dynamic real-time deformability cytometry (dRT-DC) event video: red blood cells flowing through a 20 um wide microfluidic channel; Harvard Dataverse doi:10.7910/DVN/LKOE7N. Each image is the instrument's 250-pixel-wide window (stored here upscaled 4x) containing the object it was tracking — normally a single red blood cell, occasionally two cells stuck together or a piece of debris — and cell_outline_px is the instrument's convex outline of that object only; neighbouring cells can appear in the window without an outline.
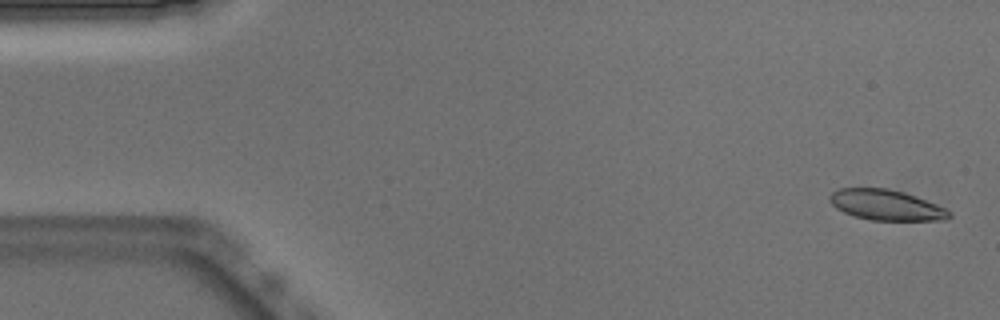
{"species": "Egyptian fruit bat (a non-hibernating species)", "species_latin": "Rousettus aegyptiacus", "temperature_condition": "warm", "stored_images_in_passage": 52, "camera_frame_rate_fps": 3000, "um_per_image_px": 0.085, "animal": {"sex": "male"}, "frame": {"image": 1, "passage_image": 2, "time_ms": 0.333, "image_size_px": [1000, 320], "cell_outline_px": [[952, 216], [948, 220], [872, 220], [852, 216], [836, 208], [828, 200], [828, 196], [832, 192], [840, 188], [888, 188], [904, 192], [916, 196], [936, 204], [952, 212]], "centroid_in_image_um": [75.32, 17.43], "position_along_channel_um": 9.7, "area_um2": 21.39}}
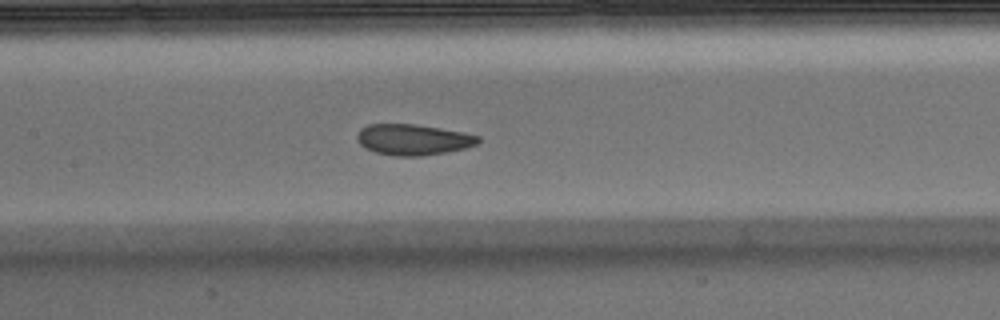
{"frame": {"image": 2, "passage_image": 24, "time_ms": 7.667, "image_size_px": [1000, 320], "cell_outline_px": [[480, 140], [476, 144], [464, 148], [448, 152], [420, 156], [396, 156], [376, 152], [360, 144], [356, 140], [356, 136], [360, 128], [368, 124], [416, 124], [464, 132], [480, 136]], "centroid_in_image_um": [35.11, 11.86], "position_along_channel_um": 172.3, "area_um2": 21.79}}
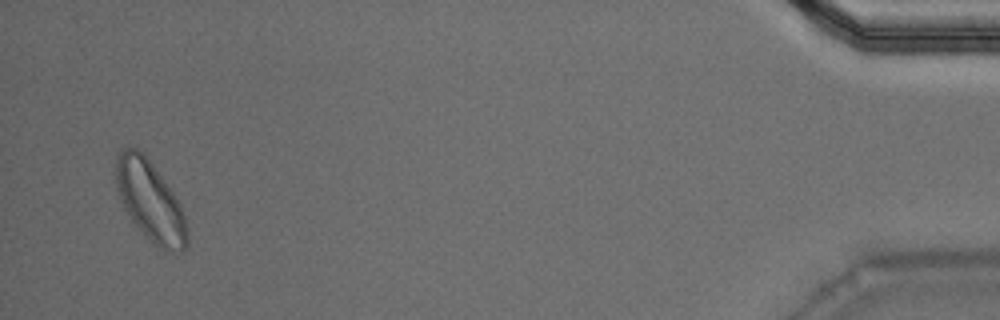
{"frame": {"image": 3, "passage_image": 50, "time_ms": 16.333, "image_size_px": [1000, 320], "cell_outline_px": [[188, 244], [184, 252], [164, 252], [152, 244], [132, 220], [124, 208], [120, 200], [116, 188], [112, 172], [116, 156], [120, 148], [136, 148], [144, 152], [172, 192], [180, 204], [188, 228]], "centroid_in_image_um": [12.73, 17.09], "position_along_channel_um": 422.5, "area_um2": 34.04}, "authors_computed_cell_mechanics": {"area_um2": 22.3975, "velocity_mm_per_s": 3.8679, "shape_relaxation_time_tau1_ms": 3.0672, "shape_relaxation_time_tau2_ms": 1.6151, "deformation_change_tau1": 0.0958, "deformation_change_tau2": 0.0521}}